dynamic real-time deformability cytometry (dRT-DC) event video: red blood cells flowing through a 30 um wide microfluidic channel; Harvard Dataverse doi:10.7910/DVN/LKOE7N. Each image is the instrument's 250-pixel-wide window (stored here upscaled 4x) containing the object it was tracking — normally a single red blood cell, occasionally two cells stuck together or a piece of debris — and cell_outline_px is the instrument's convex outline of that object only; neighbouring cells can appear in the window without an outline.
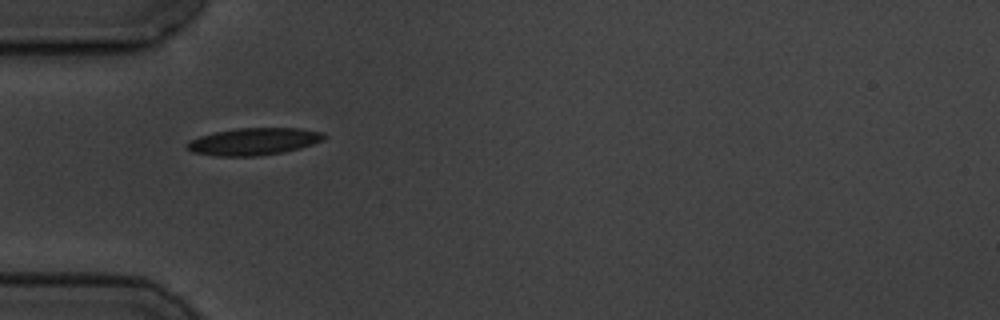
{"species": "common noctule bat (a hibernating species)", "species_latin": "Nyctalus noctula", "temperature_condition": "cold", "stored_images_in_passage": 1, "camera_frame_rate_fps": 3000, "um_per_image_px": 0.085, "animal": {"sex": "male", "body_mass_g": 19.5, "forearm_length_mm": 54.6}, "frame": {"image": 1, "passage_image": 1, "time_ms": 0.0, "image_size_px": [1000, 320], "cell_outline_px": [[328, 136], [324, 140], [300, 148], [284, 152], [256, 156], [216, 156], [192, 152], [188, 148], [188, 140], [200, 136], [216, 132], [236, 128], [300, 128], [324, 132]], "centroid_in_image_um": [21.62, 12.02], "position_along_channel_um": 63.4, "area_um2": 21.73}}